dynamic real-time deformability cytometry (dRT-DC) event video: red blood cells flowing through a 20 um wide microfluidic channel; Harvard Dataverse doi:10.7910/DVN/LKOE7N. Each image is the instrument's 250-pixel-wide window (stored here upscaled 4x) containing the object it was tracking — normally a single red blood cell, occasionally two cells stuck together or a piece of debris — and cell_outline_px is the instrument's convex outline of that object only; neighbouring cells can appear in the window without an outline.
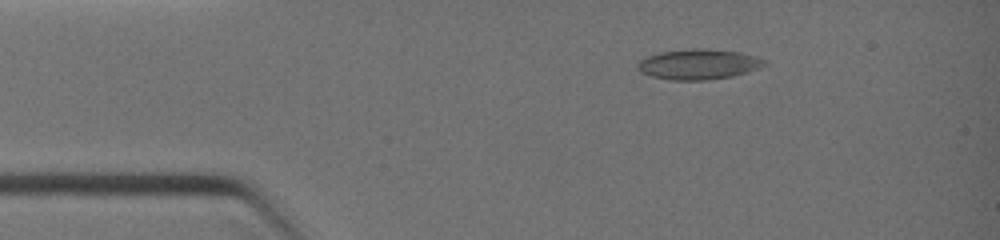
{"species": "common noctule bat (a hibernating species)", "species_latin": "Nyctalus noctula", "temperature_condition": "warm", "stored_images_in_passage": 18, "camera_frame_rate_fps": 3000, "um_per_image_px": 0.085, "animal": {"sex": "female", "body_mass_g": 19.0, "forearm_length_mm": 51.5}, "frame": {"image": 1, "passage_image": 1, "time_ms": 0.0, "image_size_px": [1000, 240], "cell_outline_px": [[768, 64], [760, 68], [748, 72], [732, 76], [708, 80], [672, 80], [652, 76], [640, 72], [636, 68], [640, 60], [644, 56], [660, 52], [692, 48], [708, 48], [740, 52], [756, 56], [764, 60]], "centroid_in_image_um": [59.38, 5.45], "position_along_channel_um": 25.6, "area_um2": 22.66}}
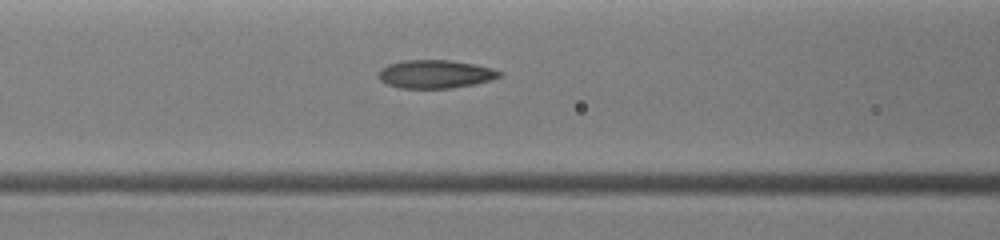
{"frame": {"image": 2, "passage_image": 12, "time_ms": 3.0, "image_size_px": [1000, 240], "cell_outline_px": [[504, 76], [492, 80], [472, 84], [448, 88], [400, 88], [388, 84], [380, 80], [380, 68], [388, 64], [404, 60], [452, 60], [476, 64], [492, 68], [504, 72]], "centroid_in_image_um": [37.06, 6.29], "position_along_channel_um": 129.5, "area_um2": 20.0}}
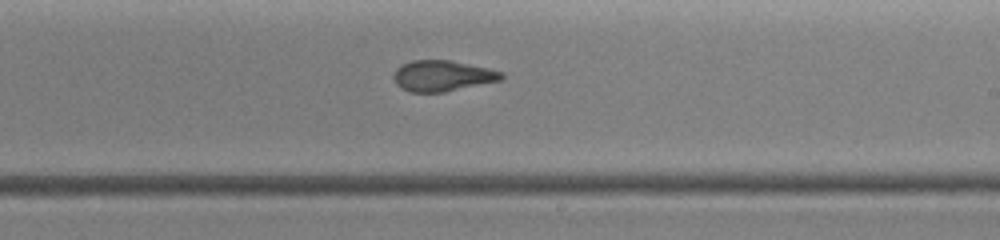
{"frame": {"image": 3, "passage_image": 18, "time_ms": 5.333, "image_size_px": [1000, 240], "cell_outline_px": [[504, 80], [444, 92], [408, 92], [400, 88], [396, 84], [392, 76], [396, 68], [412, 60], [452, 60], [488, 68], [504, 72]], "centroid_in_image_um": [37.62, 6.45], "position_along_channel_um": 251.4, "area_um2": 19.65}}